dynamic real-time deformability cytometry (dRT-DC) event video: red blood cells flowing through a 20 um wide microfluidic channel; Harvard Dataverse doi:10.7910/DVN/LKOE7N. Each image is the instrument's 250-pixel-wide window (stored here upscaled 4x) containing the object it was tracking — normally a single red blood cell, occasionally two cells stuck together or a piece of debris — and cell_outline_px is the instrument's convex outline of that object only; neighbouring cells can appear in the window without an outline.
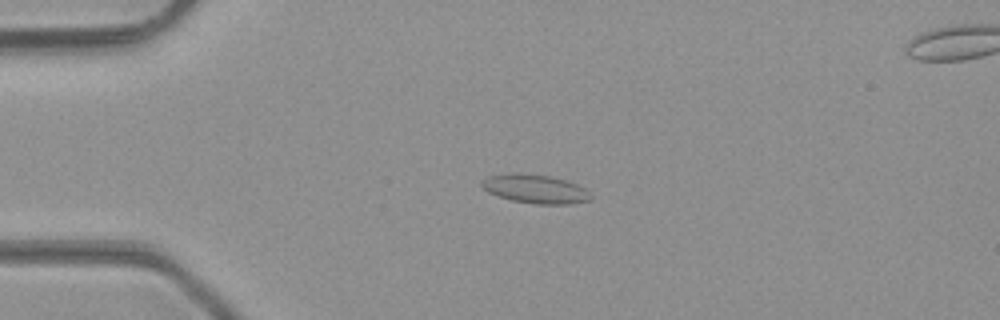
{"species": "common noctule bat (a hibernating species)", "species_latin": "Nyctalus noctula", "temperature_condition": "room temperature", "stored_images_in_passage": 47, "camera_frame_rate_fps": 3000, "um_per_image_px": 0.085, "animal": {"sex": "male", "body_mass_g": 23.1, "forearm_length_mm": 52.7}, "frame": {"image": 1, "passage_image": 11, "time_ms": 3.333, "image_size_px": [1000, 320], "cell_outline_px": [[592, 196], [588, 200], [572, 204], [536, 204], [512, 200], [488, 192], [480, 184], [480, 180], [488, 176], [504, 172], [516, 172], [548, 176], [564, 180], [576, 184], [584, 188]], "centroid_in_image_um": [45.44, 16.04], "position_along_channel_um": 39.6, "area_um2": 18.26}}
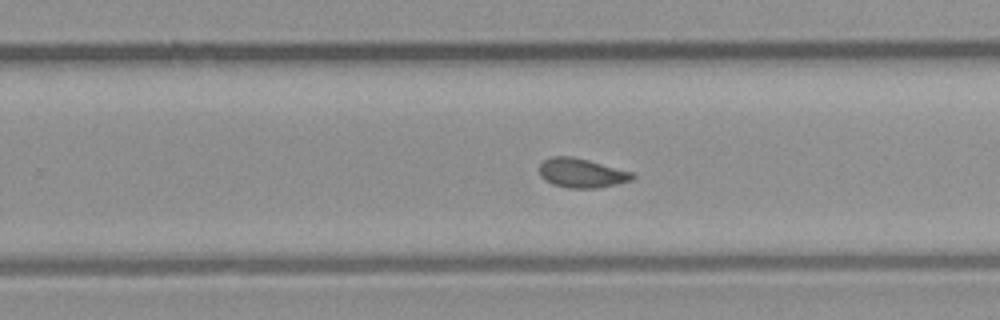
{"frame": {"image": 2, "passage_image": 30, "time_ms": 9.667, "image_size_px": [1000, 320], "cell_outline_px": [[636, 176], [632, 180], [616, 184], [596, 188], [568, 188], [552, 184], [544, 180], [540, 176], [540, 164], [544, 160], [552, 156], [572, 156], [636, 172]], "centroid_in_image_um": [49.47, 14.7], "position_along_channel_um": 280.3, "area_um2": 16.07}}
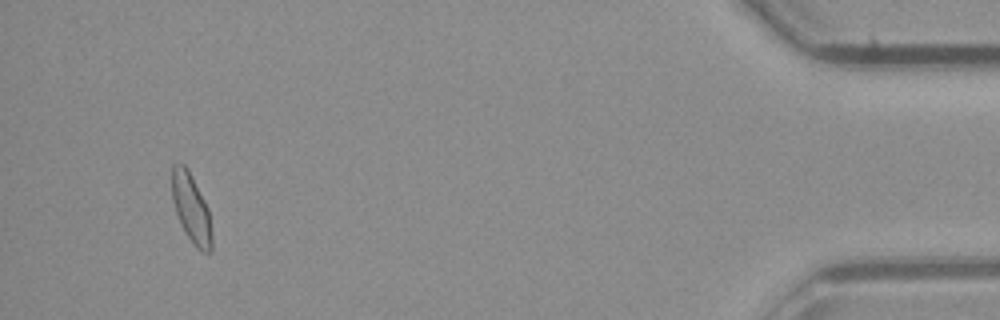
{"frame": {"image": 3, "passage_image": 45, "time_ms": 14.667, "image_size_px": [1000, 320], "cell_outline_px": [[212, 252], [200, 252], [192, 244], [184, 232], [176, 212], [172, 200], [172, 164], [184, 164], [188, 168], [208, 208], [212, 236]], "centroid_in_image_um": [16.26, 17.74], "position_along_channel_um": 418.9, "area_um2": 16.13}, "authors_computed_cell_mechanics": {"area_um2": 16.1262, "velocity_mm_per_s": 4.3065, "shape_relaxation_time_tau1_ms": null, "shape_relaxation_time_tau2_ms": 2.5137, "deformation_change_tau1": null, "deformation_change_tau2": 0.0701}}